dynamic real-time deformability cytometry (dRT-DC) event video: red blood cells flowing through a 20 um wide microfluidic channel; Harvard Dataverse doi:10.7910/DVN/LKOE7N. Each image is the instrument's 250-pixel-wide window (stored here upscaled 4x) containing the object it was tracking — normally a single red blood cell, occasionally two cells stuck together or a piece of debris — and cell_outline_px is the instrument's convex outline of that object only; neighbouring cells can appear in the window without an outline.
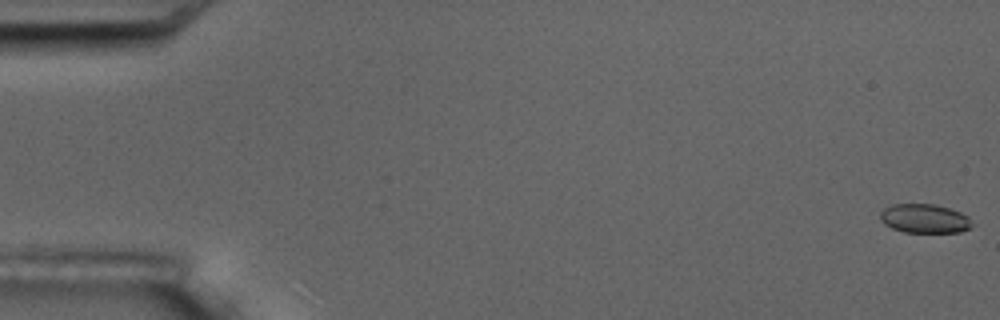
{"species": "common noctule bat (a hibernating species)", "species_latin": "Nyctalus noctula", "temperature_condition": "room temperature", "stored_images_in_passage": 6, "camera_frame_rate_fps": 3000, "um_per_image_px": 0.085, "animal": {"sex": "male", "body_mass_g": 17.5, "forearm_length_mm": 52.3}, "frame": {"image": 1, "passage_image": 1, "time_ms": 0.0, "image_size_px": [1000, 320], "cell_outline_px": [[968, 228], [960, 232], [904, 232], [892, 228], [884, 224], [880, 220], [880, 212], [884, 208], [892, 204], [936, 204], [960, 212], [968, 216]], "centroid_in_image_um": [78.51, 18.57], "position_along_channel_um": 6.5, "area_um2": 15.32}}
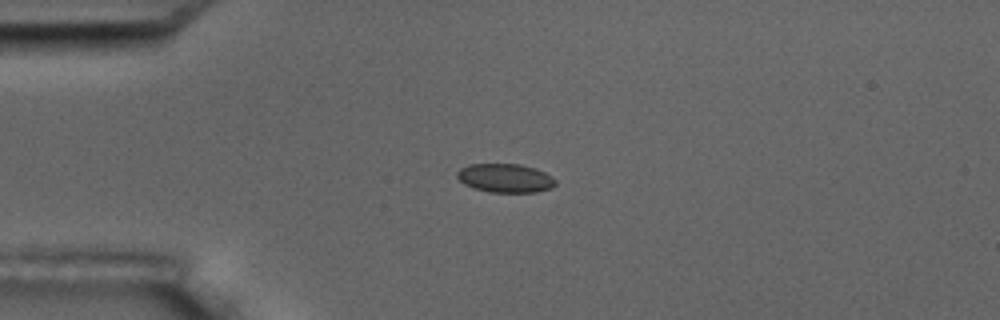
{"frame": {"image": 2, "passage_image": 5, "time_ms": 4.667, "image_size_px": [1000, 320], "cell_outline_px": [[556, 184], [552, 188], [536, 192], [488, 192], [464, 184], [456, 176], [456, 172], [460, 168], [468, 164], [520, 164], [536, 168], [552, 176], [556, 180]], "centroid_in_image_um": [42.96, 15.13], "position_along_channel_um": 42.0, "area_um2": 16.59}}